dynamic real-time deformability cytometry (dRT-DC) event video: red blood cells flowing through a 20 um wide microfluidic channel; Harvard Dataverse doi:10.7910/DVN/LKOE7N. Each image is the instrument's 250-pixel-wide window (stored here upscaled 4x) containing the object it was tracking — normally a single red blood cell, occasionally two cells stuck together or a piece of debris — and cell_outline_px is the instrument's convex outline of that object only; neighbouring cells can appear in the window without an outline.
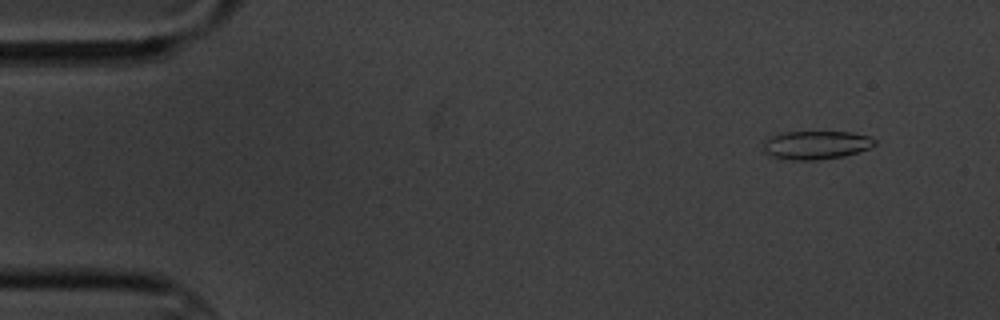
{"species": "common noctule bat (a hibernating species)", "species_latin": "Nyctalus noctula", "temperature_condition": "cold", "stored_images_in_passage": 4, "camera_frame_rate_fps": 3000, "um_per_image_px": 0.085, "animal": {"sex": "male", "body_mass_g": 20.1, "forearm_length_mm": 53.5}, "frame": {"image": 1, "passage_image": 2, "time_ms": 1.0, "image_size_px": [1000, 320], "cell_outline_px": [[876, 144], [868, 148], [844, 156], [816, 160], [792, 160], [772, 156], [764, 152], [764, 140], [772, 136], [784, 132], [852, 132], [868, 136], [876, 140]], "centroid_in_image_um": [69.36, 12.32], "position_along_channel_um": 15.6, "area_um2": 18.32}}